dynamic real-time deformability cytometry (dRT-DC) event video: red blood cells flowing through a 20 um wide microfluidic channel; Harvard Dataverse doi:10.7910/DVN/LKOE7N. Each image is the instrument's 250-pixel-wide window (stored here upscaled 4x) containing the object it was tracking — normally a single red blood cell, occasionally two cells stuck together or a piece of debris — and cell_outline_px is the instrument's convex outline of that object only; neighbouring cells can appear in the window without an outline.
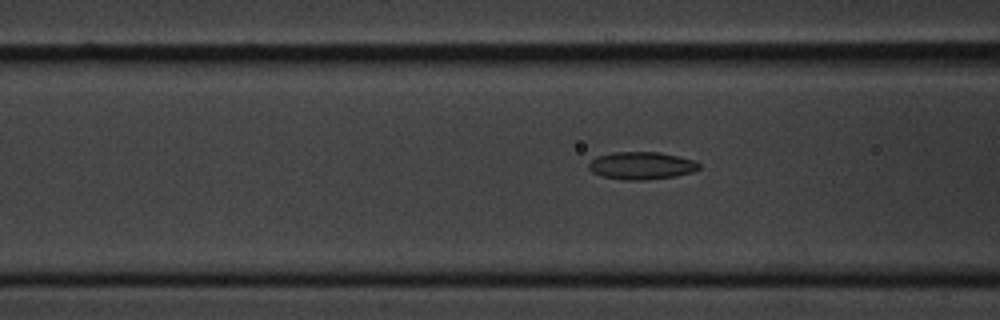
{"species": "common noctule bat (a hibernating species)", "species_latin": "Nyctalus noctula", "temperature_condition": "cold", "stored_images_in_passage": 59, "camera_frame_rate_fps": 3000, "um_per_image_px": 0.085, "animal": {"sex": "male", "body_mass_g": 20.1, "forearm_length_mm": 53.5}, "frame": {"image": 1, "passage_image": 22, "time_ms": 7.0, "image_size_px": [1000, 320], "cell_outline_px": [[700, 168], [692, 172], [676, 176], [644, 180], [624, 180], [600, 176], [592, 172], [588, 168], [588, 164], [596, 156], [612, 152], [660, 152], [696, 160], [700, 164]], "centroid_in_image_um": [54.52, 14.07], "position_along_channel_um": 112.1, "area_um2": 17.92}}
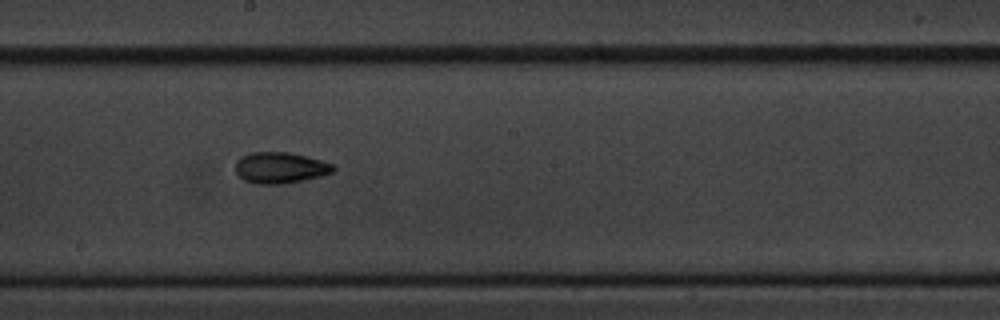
{"frame": {"image": 2, "passage_image": 32, "time_ms": 10.333, "image_size_px": [1000, 320], "cell_outline_px": [[336, 168], [332, 172], [320, 176], [284, 184], [256, 184], [244, 180], [236, 172], [236, 160], [240, 156], [252, 152], [288, 152], [308, 156], [332, 164]], "centroid_in_image_um": [23.8, 14.25], "position_along_channel_um": 224.4, "area_um2": 17.74}}
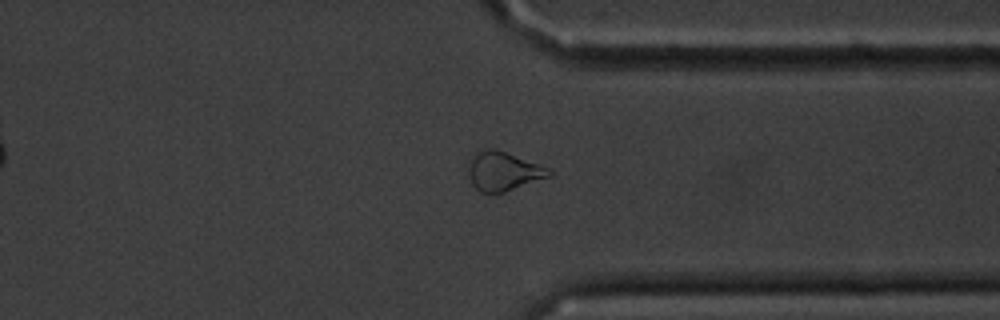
{"frame": {"image": 3, "passage_image": 45, "time_ms": 14.667, "image_size_px": [1000, 320], "cell_outline_px": [[552, 176], [504, 192], [480, 192], [472, 184], [468, 172], [468, 168], [472, 156], [476, 152], [488, 148], [496, 148], [540, 164], [548, 168], [552, 172]], "centroid_in_image_um": [42.79, 14.54], "position_along_channel_um": 368.6, "area_um2": 18.32}, "authors_computed_cell_mechanics": {"area_um2": 17.4556, "velocity_mm_per_s": 3.3597, "shape_relaxation_time_tau1_ms": 3.8064, "shape_relaxation_time_tau2_ms": 6.4872, "deformation_change_tau1": 0.1257, "deformation_change_tau2": 0.1231}}